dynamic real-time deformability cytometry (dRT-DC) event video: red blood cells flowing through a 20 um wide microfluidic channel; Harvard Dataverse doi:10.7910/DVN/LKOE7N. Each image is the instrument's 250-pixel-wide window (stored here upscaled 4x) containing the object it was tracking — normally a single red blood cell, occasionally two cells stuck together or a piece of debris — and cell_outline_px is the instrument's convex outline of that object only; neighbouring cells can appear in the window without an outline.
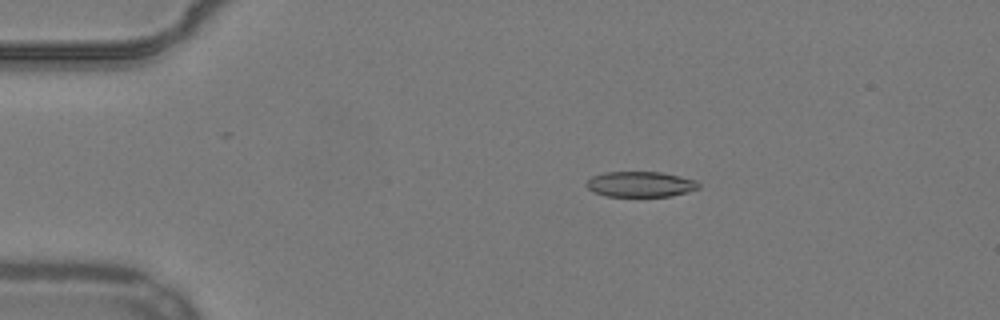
{"species": "common noctule bat (a hibernating species)", "species_latin": "Nyctalus noctula", "temperature_condition": "warm", "stored_images_in_passage": 54, "camera_frame_rate_fps": 3000, "um_per_image_px": 0.085, "animal": {"sex": "male", "body_mass_g": 19.2, "forearm_length_mm": 51.8}, "frame": {"image": 1, "passage_image": 11, "time_ms": 3.333, "image_size_px": [1000, 320], "cell_outline_px": [[700, 188], [688, 192], [672, 196], [604, 196], [592, 192], [584, 184], [592, 176], [604, 172], [660, 172], [680, 176], [696, 180], [700, 184]], "centroid_in_image_um": [54.43, 15.66], "position_along_channel_um": 30.6, "area_um2": 16.82}}
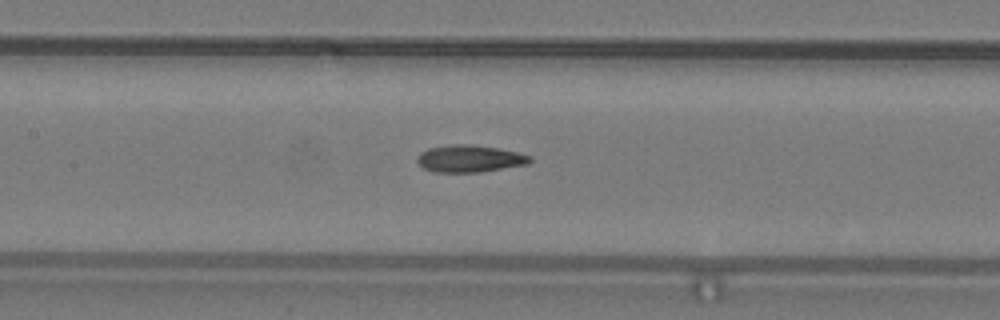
{"frame": {"image": 2, "passage_image": 26, "time_ms": 8.333, "image_size_px": [1000, 320], "cell_outline_px": [[532, 160], [528, 164], [480, 172], [436, 172], [424, 168], [416, 160], [416, 156], [420, 152], [428, 148], [452, 144], [468, 144], [496, 148], [516, 152], [532, 156]], "centroid_in_image_um": [39.9, 13.48], "position_along_channel_um": 167.5, "area_um2": 17.74}}
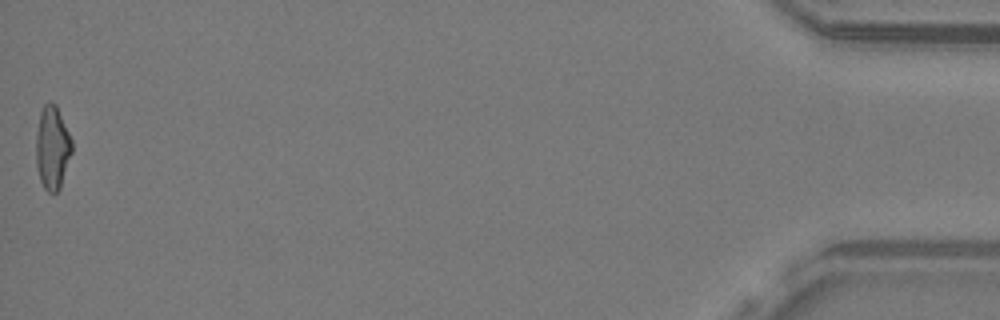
{"frame": {"image": 3, "passage_image": 54, "time_ms": 17.667, "image_size_px": [1000, 320], "cell_outline_px": [[72, 152], [60, 188], [56, 192], [48, 192], [44, 188], [40, 180], [36, 164], [36, 132], [40, 112], [44, 104], [48, 100], [52, 100], [56, 104], [72, 140]], "centroid_in_image_um": [4.44, 12.52], "position_along_channel_um": 430.8, "area_um2": 17.57}, "authors_computed_cell_mechanics": {"area_um2": 17.4845, "velocity_mm_per_s": 3.8773, "shape_relaxation_time_tau1_ms": null, "shape_relaxation_time_tau2_ms": 3.1775, "deformation_change_tau1": null, "deformation_change_tau2": 0.1256}}